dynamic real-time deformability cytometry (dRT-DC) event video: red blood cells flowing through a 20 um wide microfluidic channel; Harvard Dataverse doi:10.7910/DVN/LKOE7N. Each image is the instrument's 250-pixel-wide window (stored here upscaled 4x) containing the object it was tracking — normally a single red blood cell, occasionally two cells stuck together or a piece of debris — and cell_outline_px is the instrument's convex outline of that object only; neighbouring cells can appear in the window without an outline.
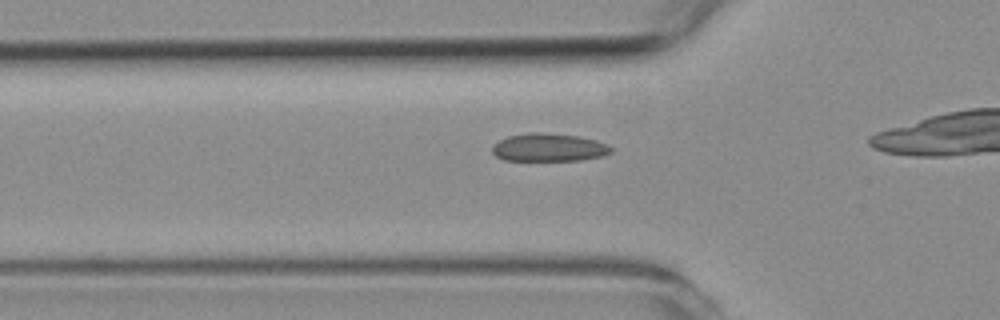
{"species": "common noctule bat (a hibernating species)", "species_latin": "Nyctalus noctula", "temperature_condition": "room temperature", "stored_images_in_passage": 28, "camera_frame_rate_fps": 3000, "um_per_image_px": 0.085, "animal": {"sex": "female", "body_mass_g": 19.3, "forearm_length_mm": 54.1}, "frame": {"image": 1, "passage_image": 13, "time_ms": 4.0, "image_size_px": [1000, 320], "cell_outline_px": [[612, 152], [604, 156], [580, 160], [504, 160], [496, 156], [492, 152], [492, 144], [508, 136], [528, 132], [544, 132], [580, 136], [596, 140], [608, 144], [612, 148]], "centroid_in_image_um": [46.66, 12.52], "position_along_channel_um": 79.1, "area_um2": 19.59}}
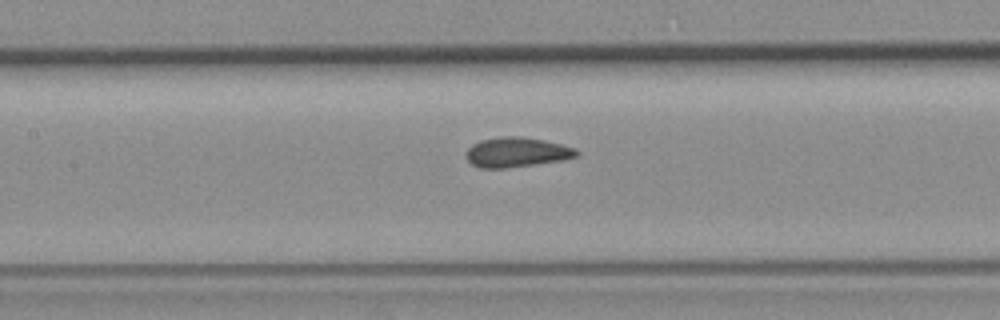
{"frame": {"image": 2, "passage_image": 20, "time_ms": 6.333, "image_size_px": [1000, 320], "cell_outline_px": [[580, 156], [564, 160], [536, 164], [504, 168], [480, 168], [472, 164], [464, 156], [468, 148], [472, 144], [480, 140], [500, 136], [520, 136], [544, 140], [576, 148], [580, 152]], "centroid_in_image_um": [43.93, 12.94], "position_along_channel_um": 163.5, "area_um2": 19.42}}
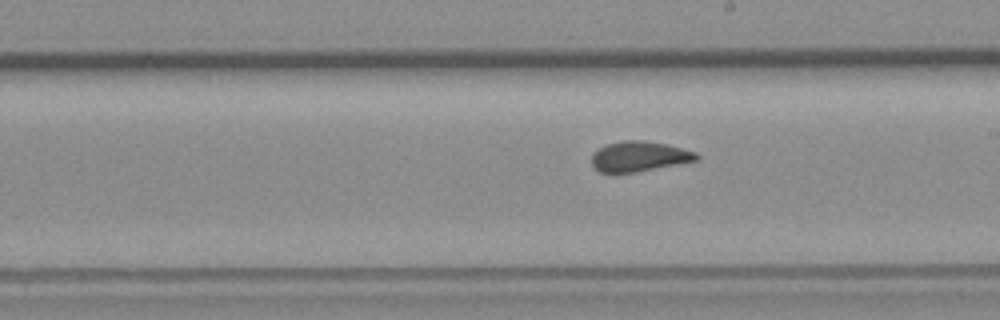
{"frame": {"image": 3, "passage_image": 26, "time_ms": 8.333, "image_size_px": [1000, 320], "cell_outline_px": [[700, 156], [696, 160], [636, 172], [600, 172], [592, 164], [592, 152], [608, 144], [624, 140], [644, 140], [664, 144], [696, 152]], "centroid_in_image_um": [54.31, 13.29], "position_along_channel_um": 234.7, "area_um2": 18.03}}